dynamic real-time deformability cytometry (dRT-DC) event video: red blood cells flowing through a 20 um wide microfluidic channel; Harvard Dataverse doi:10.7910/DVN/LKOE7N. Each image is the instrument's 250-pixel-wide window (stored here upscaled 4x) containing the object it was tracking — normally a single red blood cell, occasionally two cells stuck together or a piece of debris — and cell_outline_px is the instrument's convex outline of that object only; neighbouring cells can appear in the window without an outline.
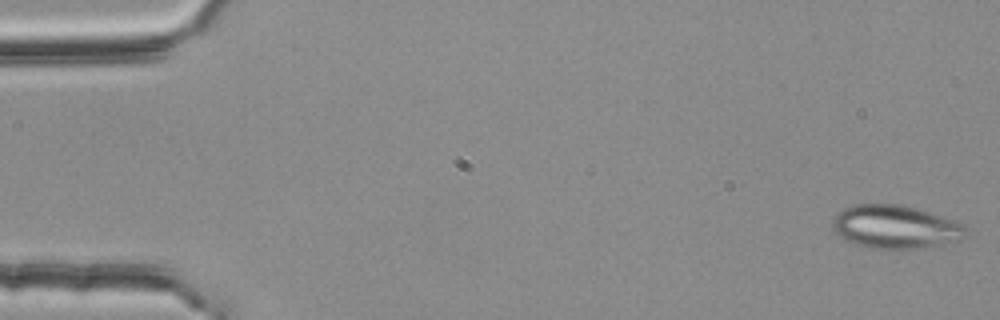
{"species": "common noctule bat (a hibernating species)", "species_latin": "Nyctalus noctula", "temperature_condition": "room temperature", "stored_images_in_passage": 54, "segment_of_instrument_passage": [1, 2], "camera_frame_rate_fps": 3000, "um_per_image_px": 0.085, "animal": {"sex": "female", "body_mass_g": 25.1}, "frame": {"image": 1, "passage_image": 1, "time_ms": 0.0, "image_size_px": [1000, 320], "cell_outline_px": [[968, 232], [960, 240], [916, 248], [868, 248], [856, 244], [840, 236], [832, 228], [832, 216], [844, 208], [856, 204], [904, 204], [964, 224]], "centroid_in_image_um": [76.07, 19.26], "position_along_channel_um": 8.9, "area_um2": 33.35}}
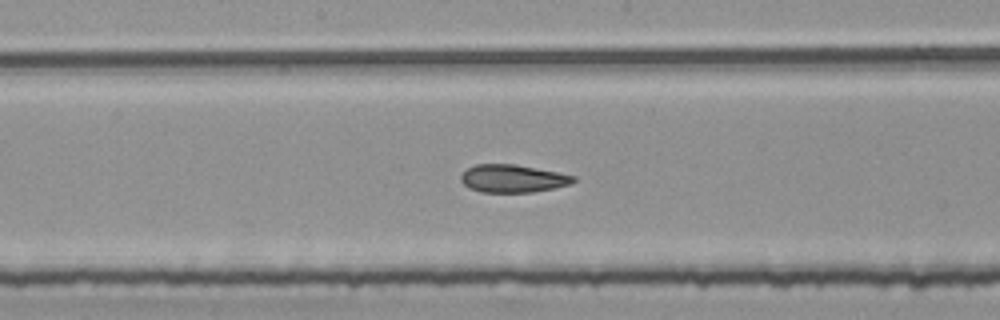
{"frame": {"image": 2, "passage_image": 28, "time_ms": 9.0, "image_size_px": [1000, 320], "cell_outline_px": [[576, 180], [572, 184], [532, 192], [480, 192], [468, 188], [460, 180], [460, 176], [468, 168], [476, 164], [516, 164], [576, 176]], "centroid_in_image_um": [43.57, 15.17], "position_along_channel_um": 204.6, "area_um2": 18.21}}
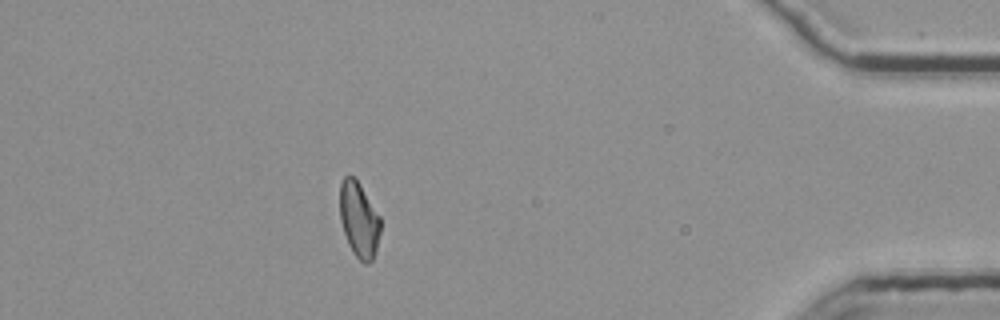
{"frame": {"image": 3, "passage_image": 48, "time_ms": 15.667, "image_size_px": [1000, 320], "cell_outline_px": [[380, 232], [376, 252], [372, 260], [368, 264], [364, 264], [352, 252], [348, 244], [344, 232], [340, 216], [340, 184], [344, 176], [352, 176], [360, 184], [380, 216]], "centroid_in_image_um": [30.52, 18.7], "position_along_channel_um": 404.7, "area_um2": 17.8}}